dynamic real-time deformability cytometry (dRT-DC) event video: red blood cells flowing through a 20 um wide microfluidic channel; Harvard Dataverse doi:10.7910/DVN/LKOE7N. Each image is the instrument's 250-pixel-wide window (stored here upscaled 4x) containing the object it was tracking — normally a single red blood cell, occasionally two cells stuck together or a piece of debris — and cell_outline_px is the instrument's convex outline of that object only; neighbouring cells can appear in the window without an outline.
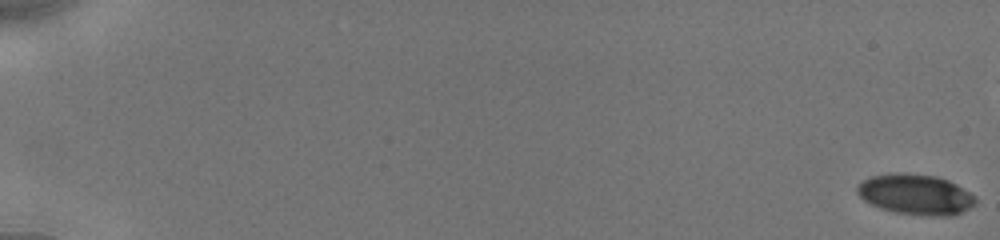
{"species": "human", "species_latin": "Homo sapiens", "temperature_condition": "cold", "stored_images_in_passage": 25, "camera_frame_rate_fps": 3000, "um_per_image_px": 0.085, "donor": {"sex": "male"}, "frame": {"image": 1, "passage_image": 1, "time_ms": 0.0, "image_size_px": [1000, 240], "cell_outline_px": [[976, 204], [952, 216], [928, 216], [896, 212], [880, 208], [864, 200], [856, 192], [856, 188], [864, 180], [872, 176], [936, 176], [948, 180], [956, 184], [976, 196]], "centroid_in_image_um": [77.89, 16.59], "position_along_channel_um": 7.1, "area_um2": 26.82}}
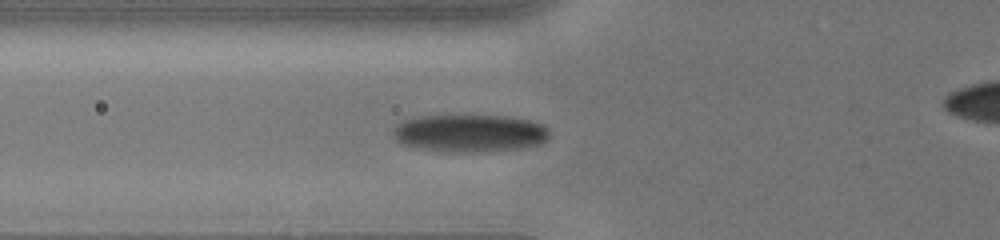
{"frame": {"image": 2, "passage_image": 19, "time_ms": 7.333, "image_size_px": [1000, 240], "cell_outline_px": [[548, 140], [536, 144], [516, 148], [484, 152], [440, 152], [416, 148], [400, 144], [392, 136], [392, 128], [396, 124], [404, 120], [424, 116], [508, 116], [532, 120], [548, 128]], "centroid_in_image_um": [39.85, 11.33], "position_along_channel_um": 85.9, "area_um2": 34.45}}
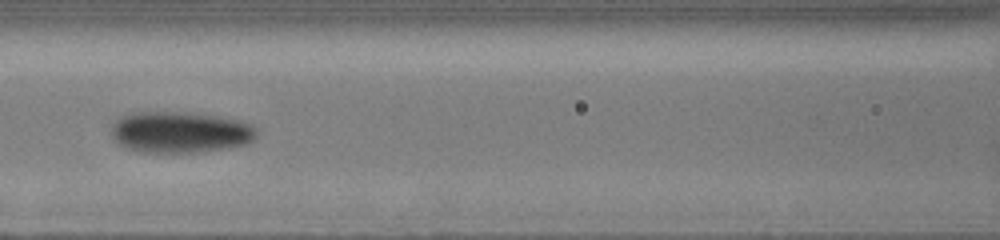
{"frame": {"image": 3, "passage_image": 23, "time_ms": 9.0, "image_size_px": [1000, 240], "cell_outline_px": [[256, 136], [248, 144], [228, 148], [200, 152], [140, 152], [116, 144], [112, 136], [112, 124], [120, 116], [140, 112], [172, 112], [220, 116], [252, 124], [256, 128]], "centroid_in_image_um": [15.3, 11.25], "position_along_channel_um": 151.3, "area_um2": 34.91}}